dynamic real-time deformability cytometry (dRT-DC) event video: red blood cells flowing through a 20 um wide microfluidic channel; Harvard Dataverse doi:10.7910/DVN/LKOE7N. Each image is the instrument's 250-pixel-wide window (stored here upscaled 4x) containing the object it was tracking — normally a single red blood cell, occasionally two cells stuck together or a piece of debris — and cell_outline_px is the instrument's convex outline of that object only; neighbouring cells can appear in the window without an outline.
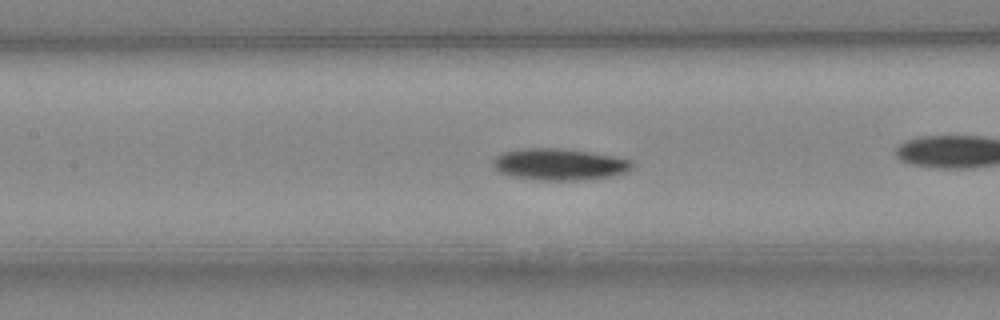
{"species": "Egyptian fruit bat (a non-hibernating species)", "species_latin": "Rousettus aegyptiacus", "temperature_condition": "cold", "stored_images_in_passage": 52, "camera_frame_rate_fps": 3000, "um_per_image_px": 0.085, "animal": {"sex": "female"}, "frame": {"image": 1, "passage_image": 23, "time_ms": 7.333, "image_size_px": [1000, 320], "cell_outline_px": [[632, 168], [628, 172], [612, 176], [584, 180], [536, 180], [512, 176], [500, 172], [492, 164], [492, 160], [500, 152], [520, 148], [560, 148], [588, 152], [612, 156], [632, 160]], "centroid_in_image_um": [47.52, 13.97], "position_along_channel_um": 159.9, "area_um2": 25.78}}
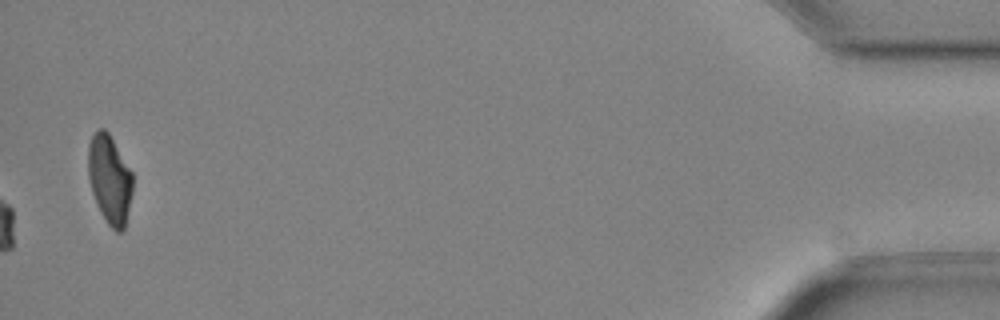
{"frame": {"image": 2, "passage_image": 52, "time_ms": 17.0, "image_size_px": [1000, 320], "cell_outline_px": [[132, 192], [124, 228], [120, 232], [116, 232], [108, 224], [100, 212], [96, 204], [92, 192], [88, 176], [88, 144], [96, 128], [104, 128], [108, 132], [132, 172]], "centroid_in_image_um": [9.3, 15.22], "position_along_channel_um": 425.9, "area_um2": 22.95}, "authors_computed_cell_mechanics": {"area_um2": 23.2934, "velocity_mm_per_s": 3.999, "shape_relaxation_time_tau1_ms": 2.8917, "shape_relaxation_time_tau2_ms": null, "deformation_change_tau1": 0.0901, "deformation_change_tau2": null}}